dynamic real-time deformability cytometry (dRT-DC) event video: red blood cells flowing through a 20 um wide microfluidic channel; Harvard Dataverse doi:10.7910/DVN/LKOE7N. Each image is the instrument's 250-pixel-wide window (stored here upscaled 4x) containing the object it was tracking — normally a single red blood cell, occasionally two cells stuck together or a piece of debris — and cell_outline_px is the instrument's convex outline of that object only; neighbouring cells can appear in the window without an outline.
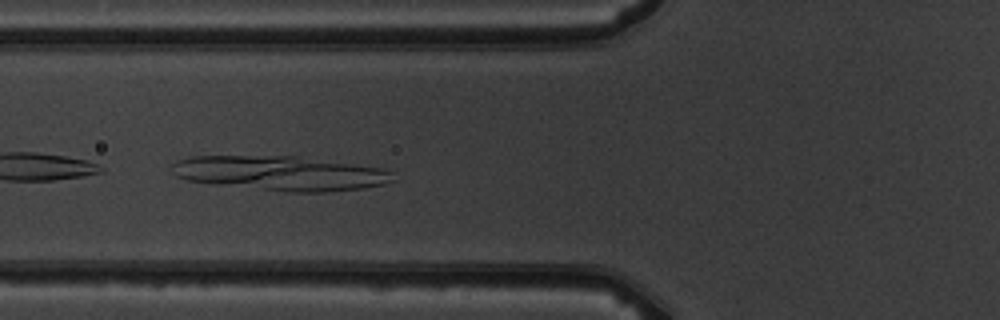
{"species": "common noctule bat (a hibernating species)", "species_latin": "Nyctalus noctula", "temperature_condition": "warm", "stored_images_in_passage": 6, "camera_frame_rate_fps": 3000, "um_per_image_px": 0.085, "animal": {"sex": "male", "body_mass_g": 19.5, "forearm_length_mm": 54.6}, "frame": {"image": 1, "passage_image": 5, "time_ms": 4.667, "image_size_px": [1000, 320], "cell_outline_px": [[396, 180], [384, 184], [364, 188], [328, 192], [288, 192], [212, 184], [188, 180], [176, 176], [172, 172], [168, 164], [176, 160], [188, 156], [296, 156], [384, 168], [392, 172]], "centroid_in_image_um": [23.81, 14.72], "position_along_channel_um": 102.0, "area_um2": 44.97}}